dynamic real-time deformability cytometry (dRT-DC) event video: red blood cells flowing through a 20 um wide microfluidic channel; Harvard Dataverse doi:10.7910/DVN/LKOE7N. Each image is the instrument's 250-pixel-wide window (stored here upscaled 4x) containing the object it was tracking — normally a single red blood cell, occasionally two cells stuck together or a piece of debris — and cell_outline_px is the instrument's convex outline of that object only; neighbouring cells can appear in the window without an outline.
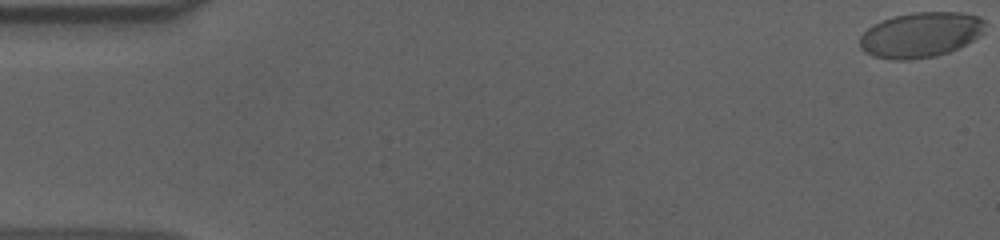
{"species": "human", "species_latin": "Homo sapiens", "temperature_condition": "cold", "stored_images_in_passage": 57, "camera_frame_rate_fps": 3000, "um_per_image_px": 0.085, "donor": {"sex": "male"}, "frame": {"image": 1, "passage_image": 1, "time_ms": 0.0, "image_size_px": [1000, 240], "cell_outline_px": [[984, 32], [980, 36], [948, 52], [936, 56], [908, 60], [892, 60], [872, 56], [864, 52], [860, 48], [860, 36], [868, 28], [884, 20], [896, 16], [912, 12], [960, 12], [980, 16], [984, 20]], "centroid_in_image_um": [78.25, 2.96], "position_along_channel_um": 6.7, "area_um2": 32.95}}
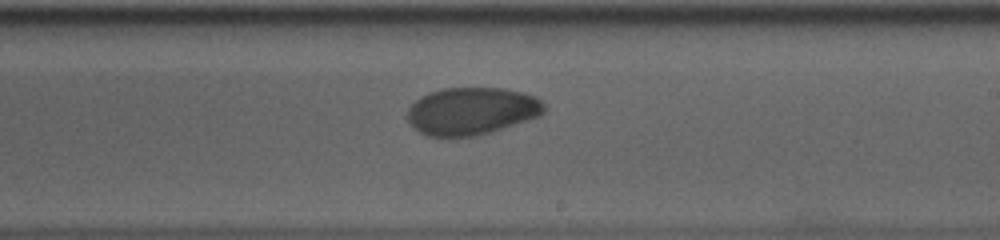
{"frame": {"image": 2, "passage_image": 34, "time_ms": 11.0, "image_size_px": [1000, 240], "cell_outline_px": [[544, 112], [540, 116], [492, 132], [476, 136], [428, 136], [412, 128], [408, 120], [408, 108], [416, 100], [432, 92], [444, 88], [504, 88], [536, 96], [544, 104]], "centroid_in_image_um": [40.1, 9.45], "position_along_channel_um": 248.9, "area_um2": 37.69}}
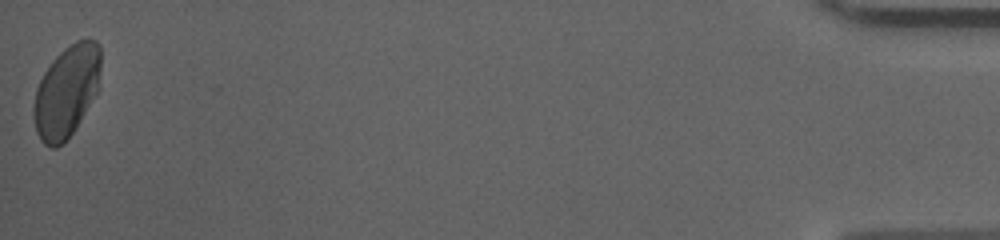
{"frame": {"image": 3, "passage_image": 57, "time_ms": 18.667, "image_size_px": [1000, 240], "cell_outline_px": [[100, 88], [96, 96], [72, 132], [56, 148], [52, 148], [44, 144], [40, 140], [36, 132], [32, 112], [32, 108], [36, 88], [44, 72], [52, 60], [64, 48], [76, 40], [88, 36], [96, 40], [100, 44]], "centroid_in_image_um": [5.67, 7.72], "position_along_channel_um": 429.5, "area_um2": 36.41}, "authors_computed_cell_mechanics": {"area_um2": 36.8764, "velocity_mm_per_s": 3.6204, "shape_relaxation_time_tau1_ms": 8.2083, "shape_relaxation_time_tau2_ms": 2.3767, "deformation_change_tau1": 0.1584, "deformation_change_tau2": 0.0433}}